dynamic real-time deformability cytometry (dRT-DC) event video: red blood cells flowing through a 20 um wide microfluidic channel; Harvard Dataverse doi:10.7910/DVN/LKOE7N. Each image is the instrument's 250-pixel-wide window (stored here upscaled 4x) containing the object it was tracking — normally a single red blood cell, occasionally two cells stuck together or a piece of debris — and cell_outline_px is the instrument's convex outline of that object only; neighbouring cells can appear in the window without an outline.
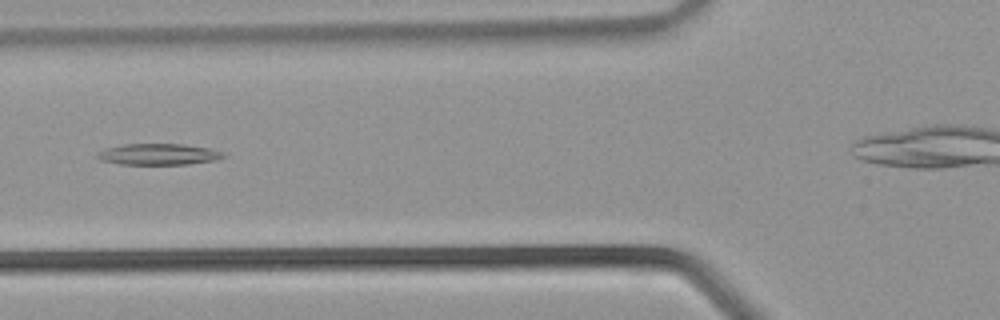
{"species": "common noctule bat (a hibernating species)", "species_latin": "Nyctalus noctula", "temperature_condition": "warm", "stored_images_in_passage": 26, "camera_frame_rate_fps": 3000, "um_per_image_px": 0.085, "animal": {"sex": "male", "body_mass_g": 21.5, "forearm_length_mm": 52.0}, "frame": {"image": 1, "passage_image": 9, "time_ms": 2.667, "image_size_px": [1000, 320], "cell_outline_px": [[224, 156], [216, 160], [188, 164], [120, 164], [100, 160], [96, 156], [100, 152], [108, 148], [120, 144], [184, 144], [208, 148], [224, 152]], "centroid_in_image_um": [13.48, 13.11], "position_along_channel_um": 112.3, "area_um2": 15.43}}
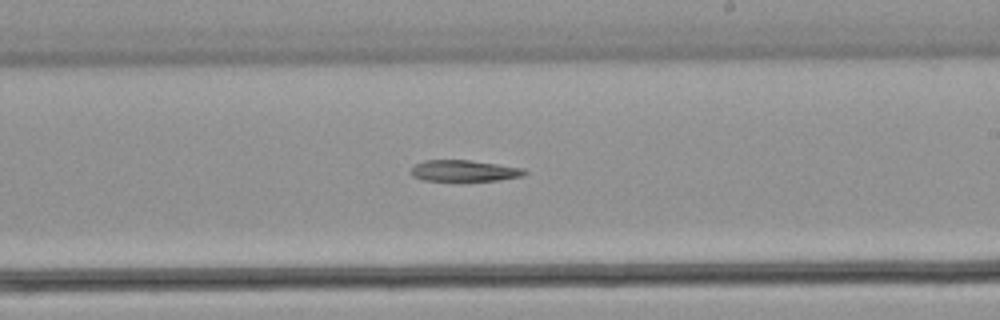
{"frame": {"image": 2, "passage_image": 16, "time_ms": 5.0, "image_size_px": [1000, 320], "cell_outline_px": [[528, 172], [524, 176], [500, 180], [424, 180], [412, 176], [412, 168], [416, 164], [424, 160], [468, 160], [524, 168]], "centroid_in_image_um": [39.5, 14.51], "position_along_channel_um": 249.5, "area_um2": 13.87}}
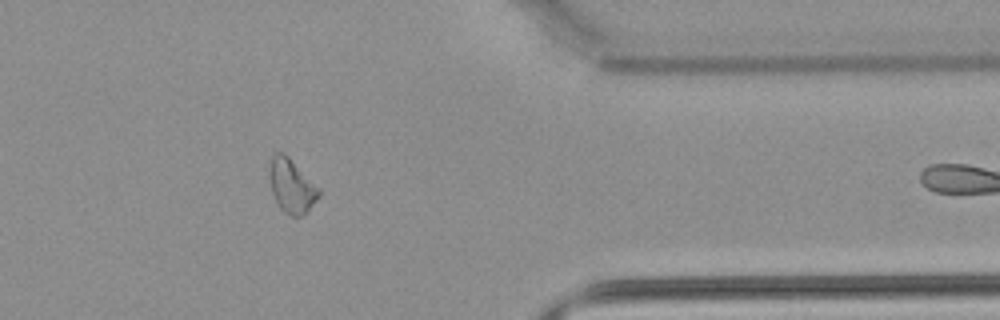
{"frame": {"image": 3, "passage_image": 24, "time_ms": 7.667, "image_size_px": [1000, 320], "cell_outline_px": [[320, 196], [300, 216], [292, 216], [284, 212], [280, 208], [272, 192], [272, 156], [276, 152], [284, 152], [320, 188]], "centroid_in_image_um": [24.83, 15.8], "position_along_channel_um": 386.6, "area_um2": 14.8}}